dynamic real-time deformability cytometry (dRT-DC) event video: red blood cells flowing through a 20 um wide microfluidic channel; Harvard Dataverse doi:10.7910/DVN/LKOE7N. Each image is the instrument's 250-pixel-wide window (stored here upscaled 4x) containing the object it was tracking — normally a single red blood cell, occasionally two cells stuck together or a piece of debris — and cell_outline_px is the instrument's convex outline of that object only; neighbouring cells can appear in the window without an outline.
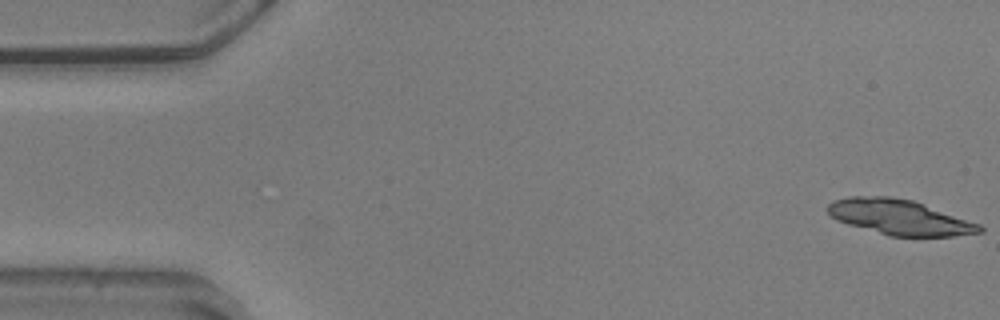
{"species": "common noctule bat (a hibernating species)", "species_latin": "Nyctalus noctula", "temperature_condition": "warm", "stored_images_in_passage": 56, "segment_of_instrument_passage": [1, 2], "camera_frame_rate_fps": 3000, "um_per_image_px": 0.085, "animal": {"sex": "male", "body_mass_g": 20.5, "forearm_length_mm": 52.5}, "frame": {"image": 1, "passage_image": 1, "time_ms": 0.0, "image_size_px": [1000, 320], "cell_outline_px": [[984, 232], [952, 236], [888, 236], [848, 224], [836, 220], [828, 212], [828, 204], [832, 200], [848, 196], [888, 196], [912, 200], [980, 224], [984, 228]], "centroid_in_image_um": [76.44, 18.46], "position_along_channel_um": 8.6, "area_um2": 31.04}}